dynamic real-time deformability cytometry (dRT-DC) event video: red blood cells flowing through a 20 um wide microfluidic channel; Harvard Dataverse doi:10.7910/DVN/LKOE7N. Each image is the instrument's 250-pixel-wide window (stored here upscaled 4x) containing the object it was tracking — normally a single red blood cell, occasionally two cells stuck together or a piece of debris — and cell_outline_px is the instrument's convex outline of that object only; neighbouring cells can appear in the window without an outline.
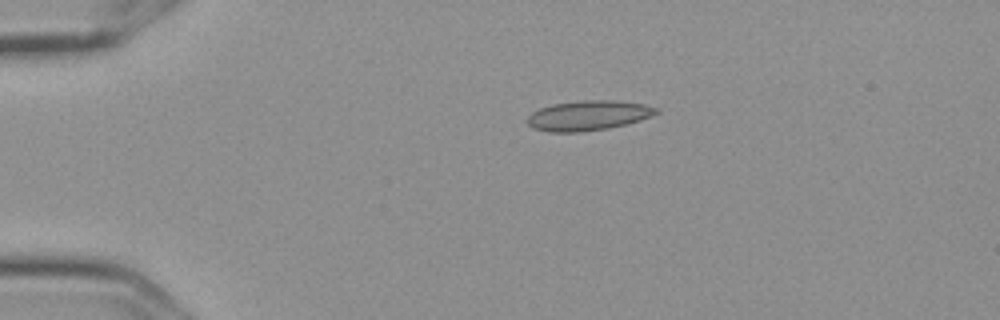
{"species": "Egyptian fruit bat (a non-hibernating species)", "species_latin": "Rousettus aegyptiacus", "temperature_condition": "cold", "stored_images_in_passage": 10, "camera_frame_rate_fps": 3000, "um_per_image_px": 0.085, "frame": {"image": 1, "passage_image": 3, "time_ms": 0.667, "image_size_px": [1000, 320], "cell_outline_px": [[660, 112], [652, 116], [640, 120], [608, 128], [580, 132], [548, 132], [532, 128], [524, 120], [532, 112], [540, 108], [552, 104], [584, 100], [616, 100], [644, 104], [660, 108]], "centroid_in_image_um": [50.0, 9.81], "position_along_channel_um": 35.0, "area_um2": 22.66}}
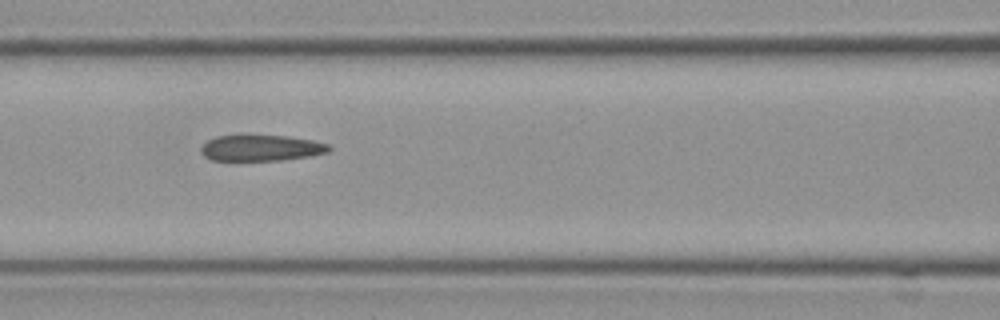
{"frame": {"image": 2, "passage_image": 7, "time_ms": 2.0, "image_size_px": [1000, 320], "cell_outline_px": [[332, 148], [328, 152], [308, 156], [280, 160], [212, 160], [204, 156], [200, 152], [200, 148], [208, 140], [216, 136], [288, 136], [312, 140], [328, 144]], "centroid_in_image_um": [22.19, 12.58], "position_along_channel_um": 144.4, "area_um2": 19.13}}
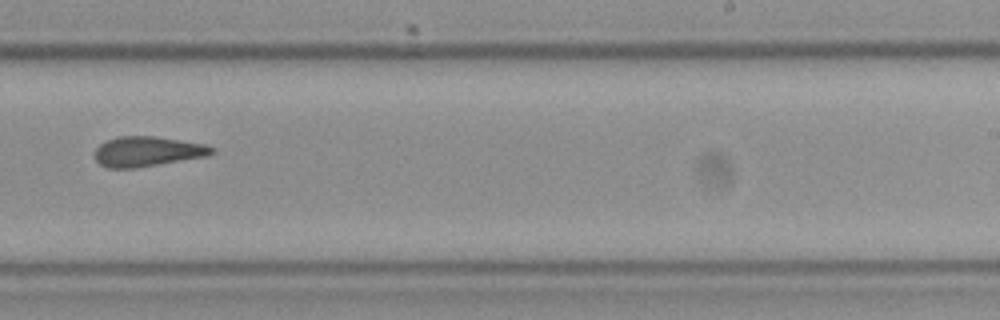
{"frame": {"image": 3, "passage_image": 10, "time_ms": 3.0, "image_size_px": [1000, 320], "cell_outline_px": [[216, 152], [208, 156], [136, 168], [108, 168], [100, 164], [96, 160], [96, 148], [104, 140], [116, 136], [156, 136], [204, 144], [212, 148]], "centroid_in_image_um": [12.51, 12.87], "position_along_channel_um": 276.5, "area_um2": 20.52}}